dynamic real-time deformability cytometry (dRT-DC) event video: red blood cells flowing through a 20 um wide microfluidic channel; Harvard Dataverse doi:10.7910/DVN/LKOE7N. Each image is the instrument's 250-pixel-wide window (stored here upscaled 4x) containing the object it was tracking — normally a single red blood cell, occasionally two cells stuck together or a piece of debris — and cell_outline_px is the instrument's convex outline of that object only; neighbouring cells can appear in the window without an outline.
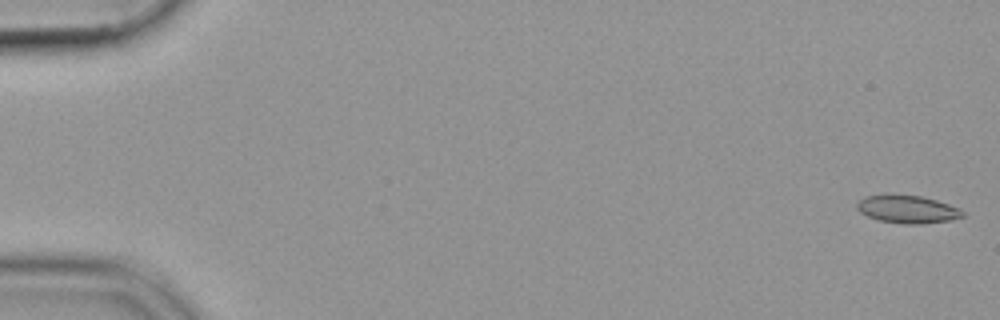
{"species": "common noctule bat (a hibernating species)", "species_latin": "Nyctalus noctula", "temperature_condition": "cold", "stored_images_in_passage": 10, "camera_frame_rate_fps": 3000, "um_per_image_px": 0.085, "animal": {"sex": "female", "body_mass_g": 19.9}, "frame": {"image": 1, "passage_image": 1, "time_ms": 0.0, "image_size_px": [1000, 320], "cell_outline_px": [[964, 216], [948, 220], [920, 224], [904, 224], [880, 220], [868, 216], [860, 212], [856, 208], [856, 204], [864, 196], [892, 192], [920, 196], [936, 200], [960, 208], [964, 212]], "centroid_in_image_um": [77.09, 17.75], "position_along_channel_um": 7.9, "area_um2": 17.46}}